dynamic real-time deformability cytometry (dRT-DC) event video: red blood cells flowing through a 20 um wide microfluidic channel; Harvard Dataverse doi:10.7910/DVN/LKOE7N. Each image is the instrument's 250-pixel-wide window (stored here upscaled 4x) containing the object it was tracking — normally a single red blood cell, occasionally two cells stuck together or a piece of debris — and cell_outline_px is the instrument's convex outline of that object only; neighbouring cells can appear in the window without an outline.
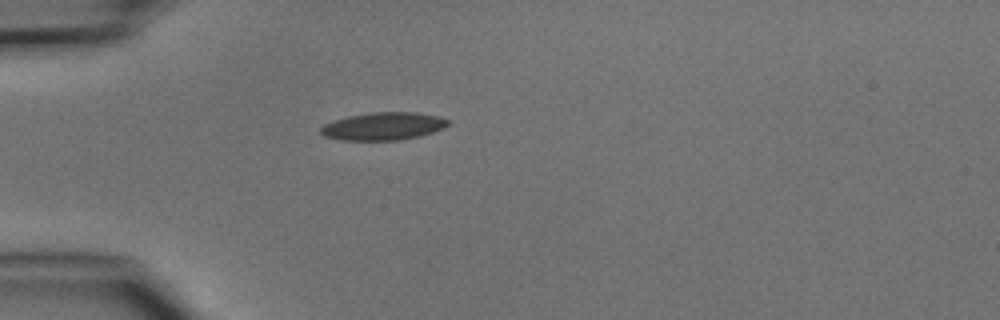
{"species": "common noctule bat (a hibernating species)", "species_latin": "Nyctalus noctula", "temperature_condition": "cold", "stored_images_in_passage": 3, "camera_frame_rate_fps": 3000, "um_per_image_px": 0.085, "animal": {"sex": "male", "body_mass_g": 15.6}, "frame": {"image": 1, "passage_image": 3, "time_ms": 2.333, "image_size_px": [1000, 320], "cell_outline_px": [[448, 124], [444, 128], [420, 136], [400, 140], [340, 140], [324, 136], [320, 132], [320, 128], [324, 124], [348, 116], [372, 112], [416, 112], [436, 116], [448, 120]], "centroid_in_image_um": [32.56, 10.73], "position_along_channel_um": 52.4, "area_um2": 20.46}}